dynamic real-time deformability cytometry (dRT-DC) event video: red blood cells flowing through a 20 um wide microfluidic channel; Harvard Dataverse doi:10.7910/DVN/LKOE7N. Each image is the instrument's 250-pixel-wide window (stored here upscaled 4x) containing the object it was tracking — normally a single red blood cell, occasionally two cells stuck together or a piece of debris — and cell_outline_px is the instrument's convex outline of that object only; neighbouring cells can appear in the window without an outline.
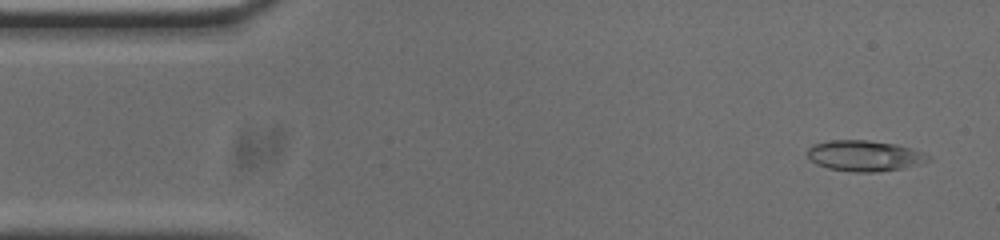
{"species": "common noctule bat (a hibernating species)", "species_latin": "Nyctalus noctula", "temperature_condition": "cold", "stored_images_in_passage": 13, "camera_frame_rate_fps": 3000, "um_per_image_px": 0.085, "animal": {"sex": "male", "body_mass_g": 20.0, "forearm_length_mm": 53.3}, "frame": {"image": 1, "passage_image": 3, "time_ms": 0.667, "image_size_px": [1000, 240], "cell_outline_px": [[932, 160], [900, 168], [876, 172], [856, 172], [828, 168], [816, 164], [808, 156], [808, 148], [812, 144], [828, 140], [868, 140], [896, 144], [932, 156]], "centroid_in_image_um": [73.45, 13.23], "position_along_channel_um": 11.6, "area_um2": 21.44}}